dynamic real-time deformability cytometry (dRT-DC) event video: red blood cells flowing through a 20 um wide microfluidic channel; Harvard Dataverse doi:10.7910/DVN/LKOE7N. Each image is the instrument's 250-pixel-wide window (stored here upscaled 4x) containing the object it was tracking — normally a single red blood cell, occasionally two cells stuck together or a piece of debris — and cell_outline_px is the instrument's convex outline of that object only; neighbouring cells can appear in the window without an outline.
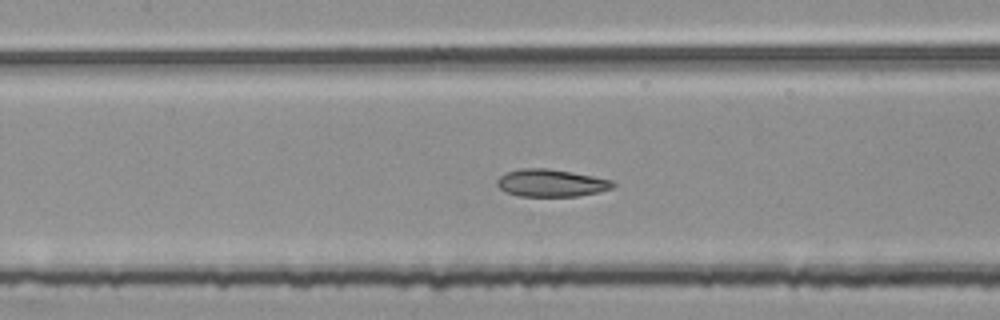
{"species": "common noctule bat (a hibernating species)", "species_latin": "Nyctalus noctula", "temperature_condition": "room temperature", "stored_images_in_passage": 48, "segment_of_instrument_passage": [2, 2], "camera_frame_rate_fps": 3000, "um_per_image_px": 0.085, "animal": {"sex": "female", "body_mass_g": 25.1}, "frame": {"image": 1, "passage_image": 21, "time_ms": 6.667, "image_size_px": [1000, 320], "cell_outline_px": [[616, 184], [612, 188], [600, 192], [576, 196], [520, 196], [504, 192], [496, 184], [496, 180], [500, 176], [508, 172], [520, 168], [548, 168], [572, 172], [612, 180]], "centroid_in_image_um": [46.83, 15.55], "position_along_channel_um": 160.6, "area_um2": 18.55}}
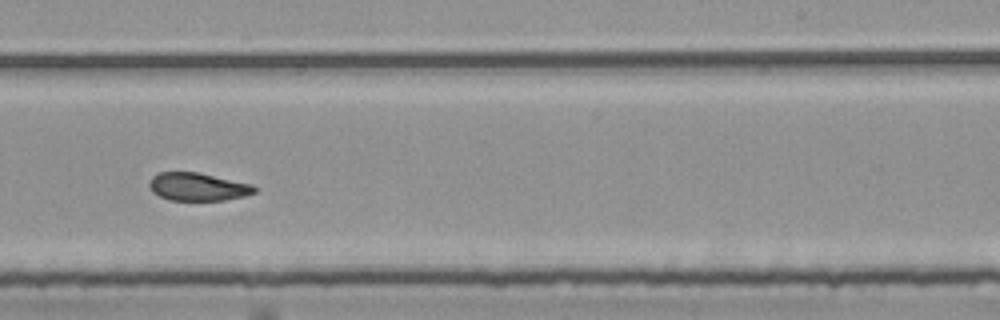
{"frame": {"image": 2, "passage_image": 30, "time_ms": 9.667, "image_size_px": [1000, 320], "cell_outline_px": [[256, 192], [244, 196], [224, 200], [168, 200], [152, 192], [148, 184], [148, 180], [156, 172], [196, 172], [252, 184], [256, 188]], "centroid_in_image_um": [16.76, 15.87], "position_along_channel_um": 272.2, "area_um2": 17.17}}
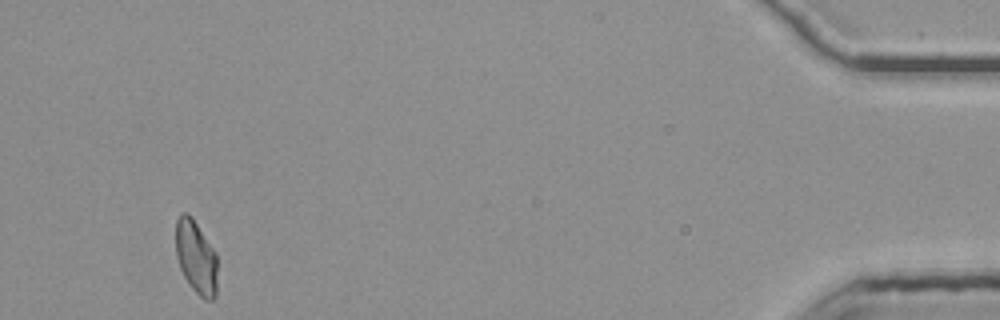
{"frame": {"image": 3, "passage_image": 48, "time_ms": 15.667, "image_size_px": [1000, 320], "cell_outline_px": [[216, 296], [212, 300], [204, 300], [192, 288], [184, 276], [180, 268], [176, 256], [176, 220], [180, 212], [188, 212], [192, 216], [216, 252]], "centroid_in_image_um": [16.65, 21.82], "position_along_channel_um": 418.5, "area_um2": 17.92}}